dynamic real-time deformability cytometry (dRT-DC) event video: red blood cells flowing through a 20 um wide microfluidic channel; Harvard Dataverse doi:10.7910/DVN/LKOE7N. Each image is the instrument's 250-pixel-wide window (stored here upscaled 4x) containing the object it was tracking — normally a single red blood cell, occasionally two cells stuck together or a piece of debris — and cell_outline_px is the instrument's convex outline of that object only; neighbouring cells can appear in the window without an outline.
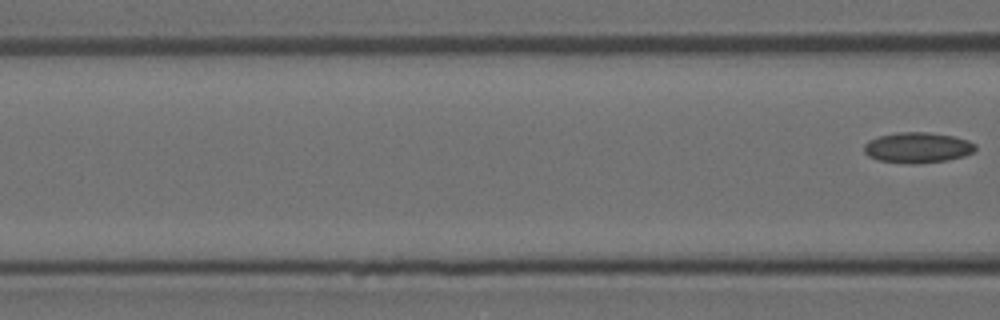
{"species": "Egyptian fruit bat (a non-hibernating species)", "species_latin": "Rousettus aegyptiacus", "temperature_condition": "room temperature", "stored_images_in_passage": 8, "segment_of_instrument_passage": [2, 2], "camera_frame_rate_fps": 3000, "um_per_image_px": 0.085, "animal": {"sex": "female"}, "frame": {"image": 1, "passage_image": 8, "time_ms": 2.333, "image_size_px": [1000, 320], "cell_outline_px": [[976, 148], [972, 152], [964, 156], [948, 160], [916, 164], [912, 164], [880, 160], [868, 156], [864, 152], [864, 144], [868, 140], [880, 136], [896, 132], [928, 132], [952, 136], [968, 140], [976, 144]], "centroid_in_image_um": [77.99, 12.54], "position_along_channel_um": 88.6, "area_um2": 19.83}}